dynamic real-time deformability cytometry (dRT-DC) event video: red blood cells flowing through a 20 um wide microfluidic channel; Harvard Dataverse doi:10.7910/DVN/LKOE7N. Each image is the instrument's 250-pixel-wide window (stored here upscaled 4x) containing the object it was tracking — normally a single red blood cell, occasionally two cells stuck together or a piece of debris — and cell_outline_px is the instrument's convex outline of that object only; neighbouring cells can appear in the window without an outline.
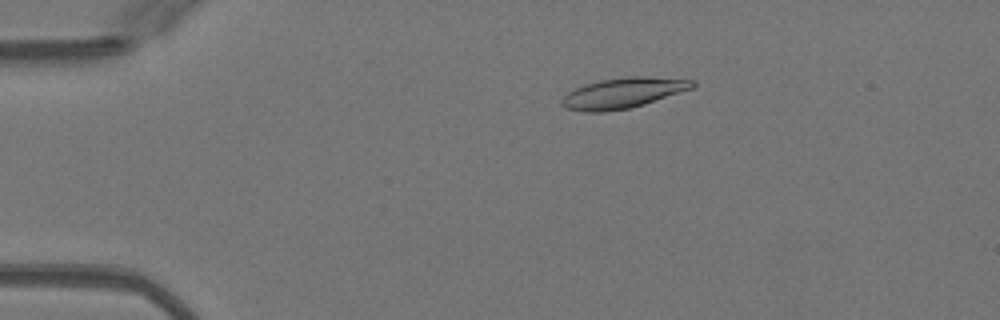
{"species": "Egyptian fruit bat (a non-hibernating species)", "species_latin": "Rousettus aegyptiacus", "temperature_condition": "warm", "stored_images_in_passage": 43, "camera_frame_rate_fps": 3000, "um_per_image_px": 0.085, "animal": {"sex": "female"}, "frame": {"image": 1, "passage_image": 8, "time_ms": 2.333, "image_size_px": [1000, 320], "cell_outline_px": [[696, 84], [692, 88], [644, 104], [628, 108], [604, 112], [584, 112], [564, 108], [560, 104], [560, 100], [568, 92], [584, 84], [600, 80], [628, 76], [640, 76], [696, 80]], "centroid_in_image_um": [52.91, 7.91], "position_along_channel_um": 32.1, "area_um2": 23.12}}
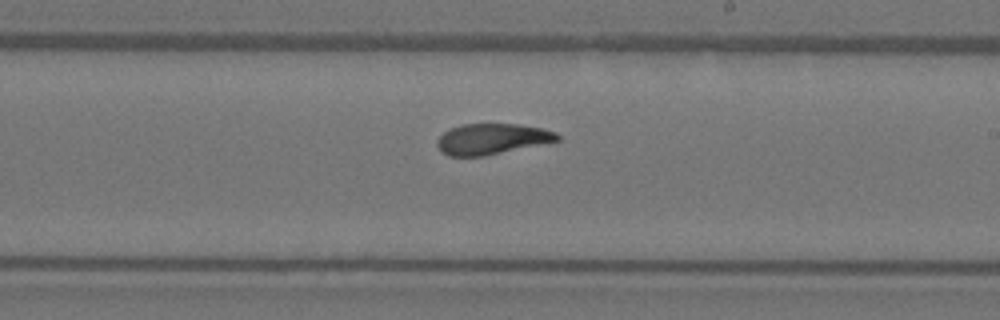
{"frame": {"image": 2, "passage_image": 28, "time_ms": 9.0, "image_size_px": [1000, 320], "cell_outline_px": [[560, 140], [484, 156], [448, 156], [440, 152], [436, 144], [436, 140], [444, 132], [460, 124], [516, 124], [540, 128], [556, 132], [560, 136]], "centroid_in_image_um": [41.77, 11.82], "position_along_channel_um": 247.2, "area_um2": 21.44}}
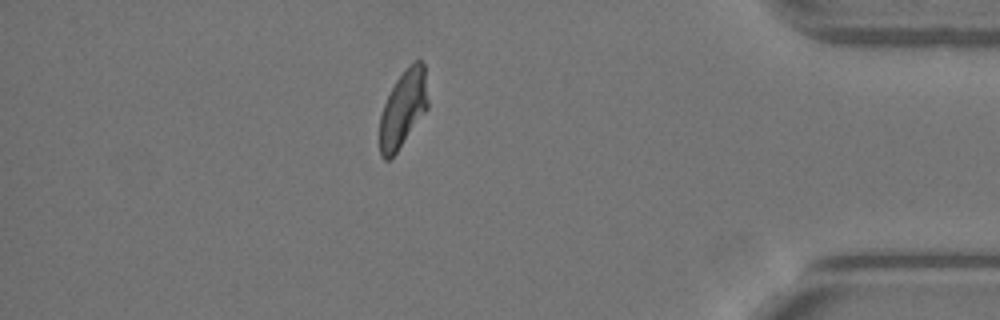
{"frame": {"image": 3, "passage_image": 42, "time_ms": 13.667, "image_size_px": [1000, 320], "cell_outline_px": [[428, 108], [396, 152], [388, 160], [384, 160], [380, 156], [380, 116], [384, 104], [396, 80], [408, 64], [416, 60], [420, 60], [424, 64], [428, 100]], "centroid_in_image_um": [34.27, 9.22], "position_along_channel_um": 400.9, "area_um2": 21.39}}